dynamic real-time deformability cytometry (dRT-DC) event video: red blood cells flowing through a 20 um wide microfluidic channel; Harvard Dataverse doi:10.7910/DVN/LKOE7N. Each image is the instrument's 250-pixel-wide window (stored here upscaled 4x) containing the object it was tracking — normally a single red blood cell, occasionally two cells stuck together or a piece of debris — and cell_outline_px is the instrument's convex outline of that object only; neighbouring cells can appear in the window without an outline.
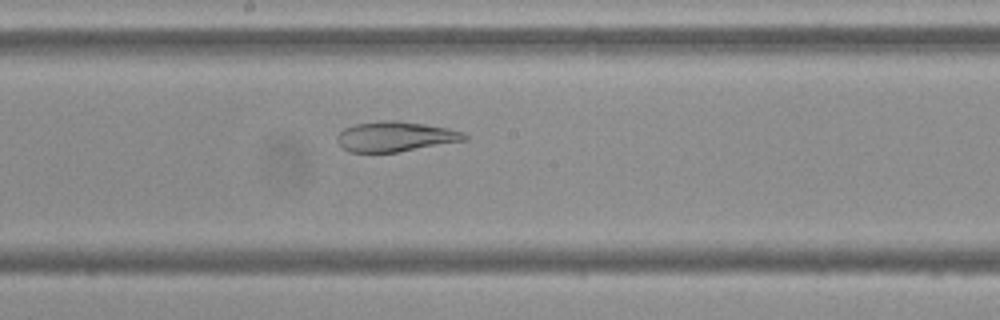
{"species": "Egyptian fruit bat (a non-hibernating species)", "species_latin": "Rousettus aegyptiacus", "temperature_condition": "cold", "stored_images_in_passage": 40, "camera_frame_rate_fps": 3000, "um_per_image_px": 0.085, "frame": {"image": 1, "passage_image": 14, "time_ms": 4.333, "image_size_px": [1000, 320], "cell_outline_px": [[468, 140], [396, 152], [348, 152], [336, 140], [340, 132], [344, 128], [356, 124], [388, 120], [396, 120], [424, 124], [448, 128], [464, 132], [468, 136]], "centroid_in_image_um": [33.64, 11.61], "position_along_channel_um": 214.6, "area_um2": 22.14}}
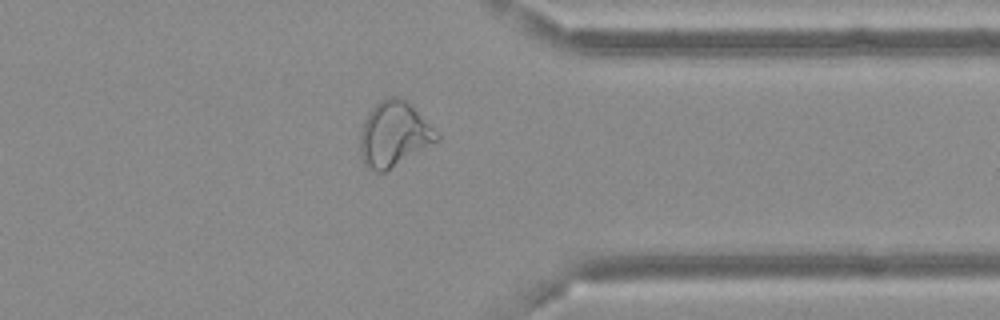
{"frame": {"image": 2, "passage_image": 28, "time_ms": 9.0, "image_size_px": [1000, 320], "cell_outline_px": [[440, 140], [384, 172], [376, 172], [368, 168], [364, 164], [360, 156], [360, 132], [364, 120], [368, 112], [380, 100], [388, 96], [396, 96], [404, 100], [440, 132]], "centroid_in_image_um": [33.48, 11.42], "position_along_channel_um": 377.9, "area_um2": 29.07}}
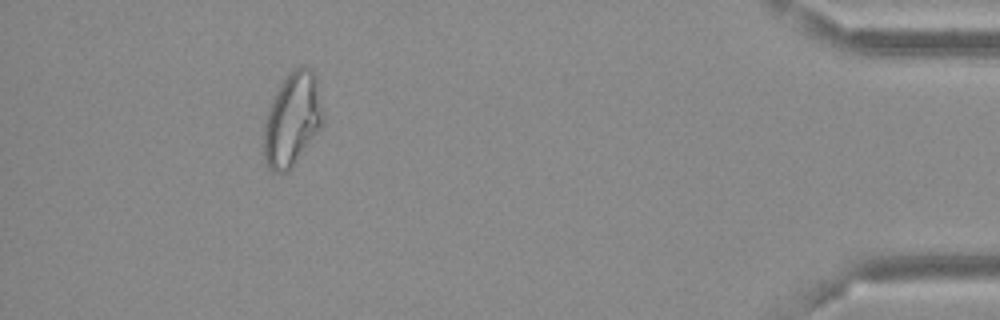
{"frame": {"image": 3, "passage_image": 35, "time_ms": 11.333, "image_size_px": [1000, 320], "cell_outline_px": [[324, 120], [320, 128], [292, 168], [288, 172], [280, 176], [272, 172], [268, 168], [264, 160], [264, 124], [268, 108], [280, 84], [288, 72], [292, 68], [300, 64], [304, 64], [312, 68], [316, 76], [324, 116]], "centroid_in_image_um": [24.84, 10.15], "position_along_channel_um": 410.4, "area_um2": 32.89}, "authors_computed_cell_mechanics": {"area_um2": 26.3568, "velocity_mm_per_s": 3.6306, "shape_relaxation_time_tau1_ms": null, "shape_relaxation_time_tau2_ms": 4.395, "deformation_change_tau1": null, "deformation_change_tau2": 0.085}}